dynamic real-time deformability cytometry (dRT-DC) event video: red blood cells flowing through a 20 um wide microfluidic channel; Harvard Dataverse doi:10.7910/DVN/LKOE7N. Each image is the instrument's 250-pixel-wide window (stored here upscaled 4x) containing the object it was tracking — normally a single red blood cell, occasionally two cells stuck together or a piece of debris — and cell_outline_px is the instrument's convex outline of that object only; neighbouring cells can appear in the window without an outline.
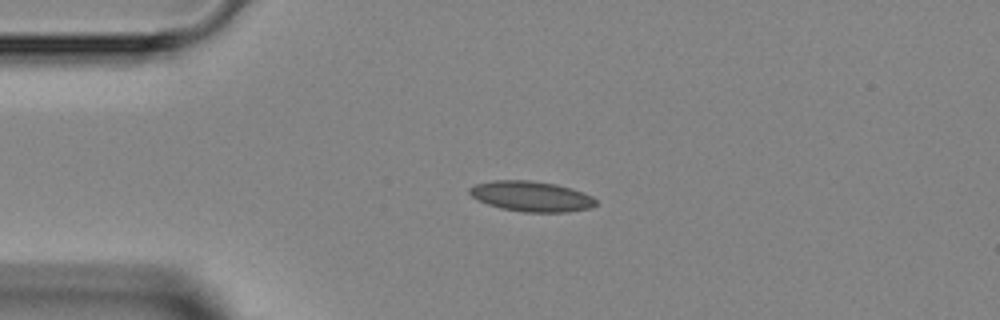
{"species": "Egyptian fruit bat (a non-hibernating species)", "species_latin": "Rousettus aegyptiacus", "temperature_condition": "room temperature", "stored_images_in_passage": 6, "camera_frame_rate_fps": 3000, "um_per_image_px": 0.085, "animal": {"sex": "female"}, "frame": {"image": 1, "passage_image": 3, "time_ms": 3.333, "image_size_px": [1000, 320], "cell_outline_px": [[596, 204], [592, 208], [568, 212], [524, 212], [500, 208], [488, 204], [472, 196], [468, 192], [468, 188], [476, 184], [492, 180], [532, 180], [556, 184], [592, 196], [596, 200]], "centroid_in_image_um": [45.15, 16.69], "position_along_channel_um": 39.9, "area_um2": 22.25}}
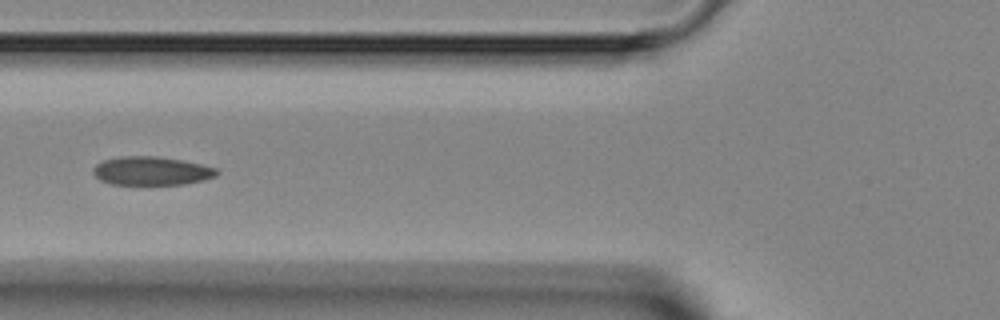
{"frame": {"image": 2, "passage_image": 5, "time_ms": 5.667, "image_size_px": [1000, 320], "cell_outline_px": [[220, 172], [216, 176], [204, 180], [184, 184], [112, 184], [100, 180], [92, 172], [92, 168], [96, 164], [104, 160], [120, 156], [156, 156], [180, 160], [200, 164], [216, 168]], "centroid_in_image_um": [12.87, 14.52], "position_along_channel_um": 112.9, "area_um2": 20.52}}
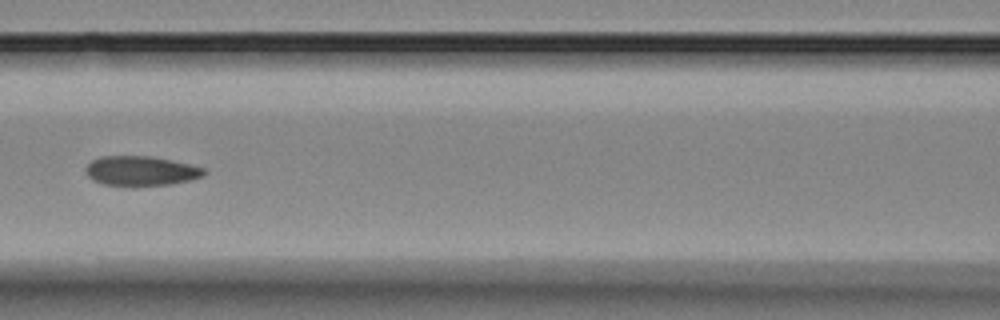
{"frame": {"image": 3, "passage_image": 6, "time_ms": 6.667, "image_size_px": [1000, 320], "cell_outline_px": [[208, 172], [204, 176], [172, 184], [136, 188], [132, 188], [104, 184], [88, 176], [84, 168], [92, 160], [100, 156], [152, 156], [172, 160], [204, 168]], "centroid_in_image_um": [11.98, 14.55], "position_along_channel_um": 154.6, "area_um2": 20.98}}